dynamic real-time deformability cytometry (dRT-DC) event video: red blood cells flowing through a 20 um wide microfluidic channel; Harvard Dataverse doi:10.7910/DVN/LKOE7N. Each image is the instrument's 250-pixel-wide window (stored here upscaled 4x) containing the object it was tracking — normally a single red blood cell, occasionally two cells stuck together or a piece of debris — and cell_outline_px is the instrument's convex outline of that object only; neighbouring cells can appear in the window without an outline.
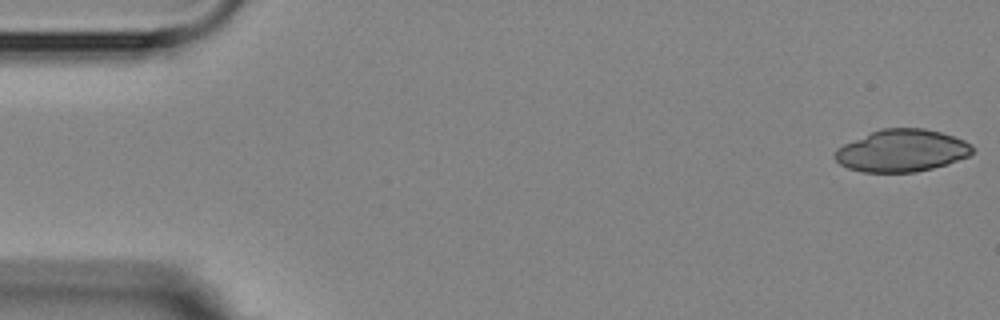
{"species": "Egyptian fruit bat (a non-hibernating species)", "species_latin": "Rousettus aegyptiacus", "temperature_condition": "room temperature", "stored_images_in_passage": 5, "camera_frame_rate_fps": 3000, "um_per_image_px": 0.085, "animal": {"sex": "female"}, "frame": {"image": 1, "passage_image": 1, "time_ms": 0.0, "image_size_px": [1000, 320], "cell_outline_px": [[972, 152], [968, 156], [948, 164], [916, 172], [864, 172], [848, 168], [840, 164], [836, 160], [836, 148], [844, 144], [880, 128], [924, 128], [940, 132], [964, 140], [972, 144]], "centroid_in_image_um": [76.66, 12.8], "position_along_channel_um": 8.3, "area_um2": 33.64}}